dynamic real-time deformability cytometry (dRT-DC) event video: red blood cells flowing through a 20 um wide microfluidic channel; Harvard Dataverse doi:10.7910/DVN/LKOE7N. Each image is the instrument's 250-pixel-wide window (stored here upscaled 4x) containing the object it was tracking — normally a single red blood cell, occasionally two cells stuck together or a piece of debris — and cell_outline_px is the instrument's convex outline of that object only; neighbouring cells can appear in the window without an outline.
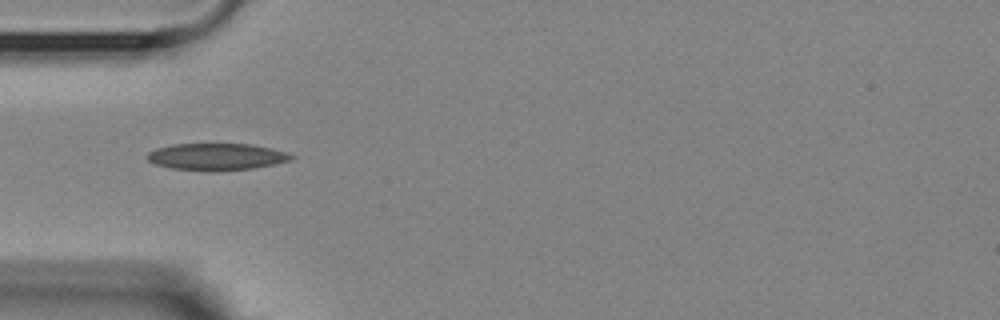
{"species": "Egyptian fruit bat (a non-hibernating species)", "species_latin": "Rousettus aegyptiacus", "temperature_condition": "room temperature", "stored_images_in_passage": 18, "camera_frame_rate_fps": 3000, "um_per_image_px": 0.085, "animal": {"sex": "female"}, "frame": {"image": 1, "passage_image": 1, "time_ms": 0.0, "image_size_px": [1000, 320], "cell_outline_px": [[296, 156], [292, 160], [252, 168], [220, 172], [208, 172], [172, 168], [156, 164], [148, 160], [144, 156], [148, 152], [156, 148], [172, 144], [252, 144], [272, 148], [288, 152]], "centroid_in_image_um": [18.41, 13.33], "position_along_channel_um": 66.6, "area_um2": 22.95}}
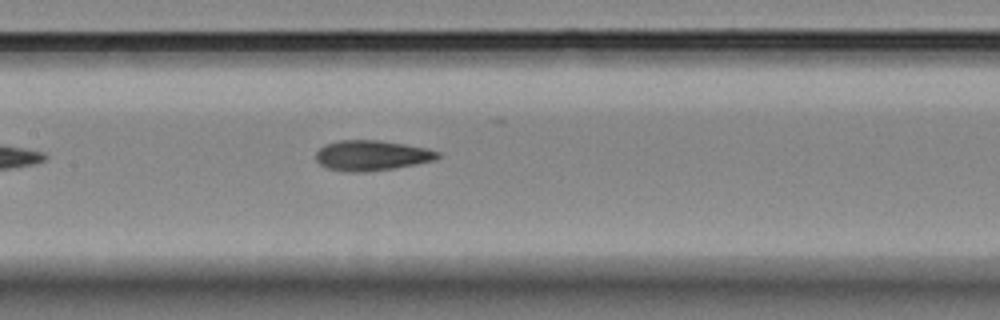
{"frame": {"image": 2, "passage_image": 10, "time_ms": 3.0, "image_size_px": [1000, 320], "cell_outline_px": [[440, 156], [436, 160], [416, 164], [392, 168], [364, 172], [344, 172], [328, 168], [320, 164], [316, 160], [316, 152], [324, 144], [340, 140], [380, 140], [428, 148], [440, 152]], "centroid_in_image_um": [31.59, 13.21], "position_along_channel_um": 175.8, "area_um2": 21.56}}
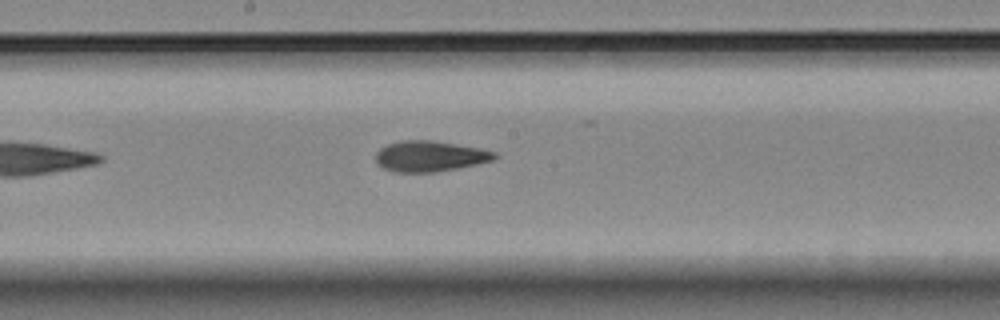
{"frame": {"image": 3, "passage_image": 13, "time_ms": 4.0, "image_size_px": [1000, 320], "cell_outline_px": [[500, 156], [496, 160], [436, 172], [396, 172], [384, 168], [376, 160], [376, 152], [380, 148], [388, 144], [400, 140], [432, 140], [480, 148], [496, 152]], "centroid_in_image_um": [36.58, 13.27], "position_along_channel_um": 211.6, "area_um2": 21.27}}